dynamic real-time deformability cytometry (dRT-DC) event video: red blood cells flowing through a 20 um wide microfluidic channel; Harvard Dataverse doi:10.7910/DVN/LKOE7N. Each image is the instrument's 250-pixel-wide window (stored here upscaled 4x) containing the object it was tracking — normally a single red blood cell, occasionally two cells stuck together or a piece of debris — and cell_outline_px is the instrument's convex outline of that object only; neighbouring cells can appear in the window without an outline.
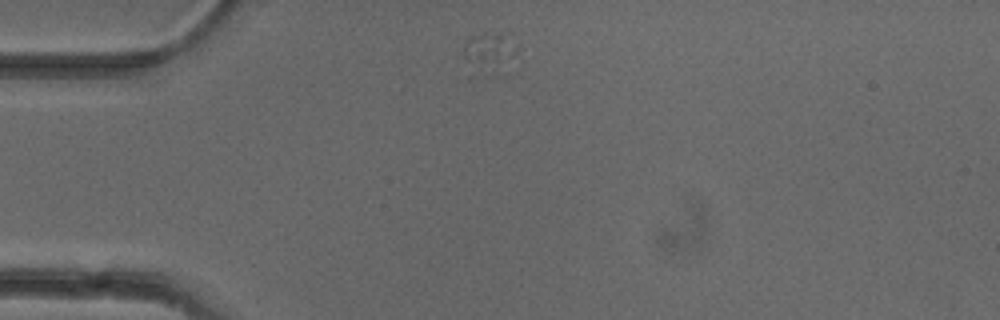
{"species": "common noctule bat (a hibernating species)", "species_latin": "Nyctalus noctula", "temperature_condition": "cold", "stored_images_in_passage": 1, "camera_frame_rate_fps": 3000, "um_per_image_px": 0.085, "animal": {"sex": "female"}, "frame": {"image": 1, "passage_image": 1, "time_ms": 0.0, "image_size_px": [1000, 320], "cell_outline_px": [[516, 52], [504, 76], [484, 76], [464, 56], [464, 44], [472, 36], [500, 36], [516, 48]], "centroid_in_image_um": [41.62, 4.64], "position_along_channel_um": 43.4, "area_um2": 11.62}}